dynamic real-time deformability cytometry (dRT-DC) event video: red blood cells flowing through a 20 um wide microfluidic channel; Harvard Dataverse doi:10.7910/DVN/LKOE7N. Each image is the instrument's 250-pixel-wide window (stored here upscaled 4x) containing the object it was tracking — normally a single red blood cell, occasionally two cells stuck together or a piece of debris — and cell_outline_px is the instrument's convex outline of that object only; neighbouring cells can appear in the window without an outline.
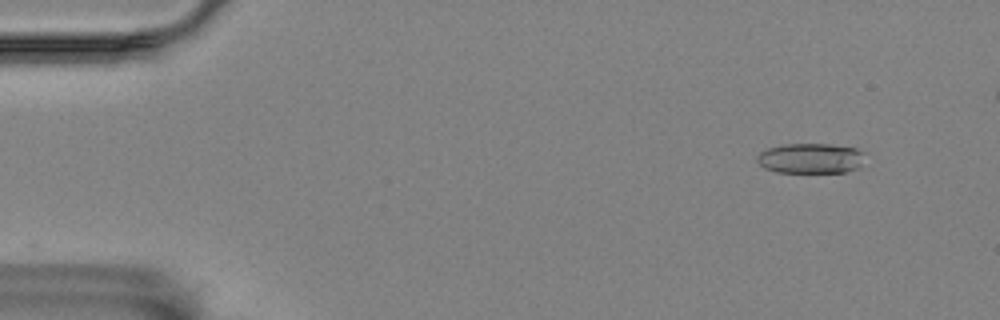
{"species": "Egyptian fruit bat (a non-hibernating species)", "species_latin": "Rousettus aegyptiacus", "temperature_condition": "room temperature", "stored_images_in_passage": 6, "camera_frame_rate_fps": 3000, "um_per_image_px": 0.085, "animal": {"sex": "female"}, "frame": {"image": 1, "passage_image": 2, "time_ms": 1.333, "image_size_px": [1000, 320], "cell_outline_px": [[864, 152], [860, 168], [844, 172], [776, 172], [764, 168], [756, 160], [756, 156], [760, 152], [768, 148], [784, 144], [832, 144], [856, 148]], "centroid_in_image_um": [68.9, 13.45], "position_along_channel_um": 16.1, "area_um2": 19.07}}